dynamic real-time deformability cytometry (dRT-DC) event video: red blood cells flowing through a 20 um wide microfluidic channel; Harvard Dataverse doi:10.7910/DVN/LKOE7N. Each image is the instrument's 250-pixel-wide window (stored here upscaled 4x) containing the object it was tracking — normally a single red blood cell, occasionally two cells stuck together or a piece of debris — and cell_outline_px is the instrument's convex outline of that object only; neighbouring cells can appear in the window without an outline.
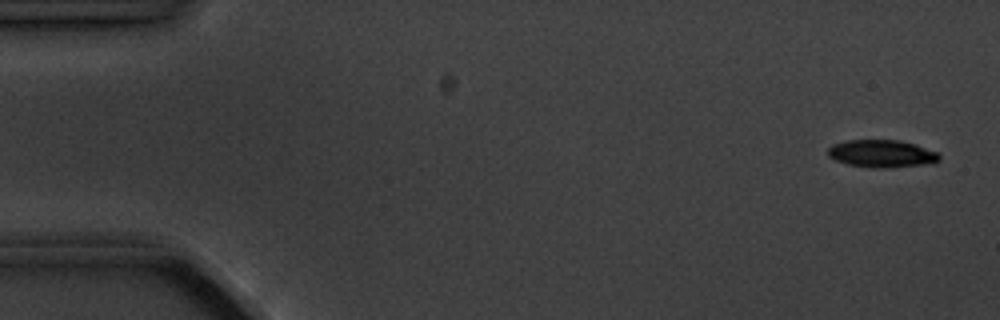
{"species": "common noctule bat (a hibernating species)", "species_latin": "Nyctalus noctula", "temperature_condition": "cold", "stored_images_in_passage": 6, "camera_frame_rate_fps": 3000, "um_per_image_px": 0.085, "animal": {"sex": "male", "body_mass_g": 20.1, "forearm_length_mm": 53.5}, "frame": {"image": 1, "passage_image": 1, "time_ms": 0.0, "image_size_px": [1000, 320], "cell_outline_px": [[940, 160], [936, 164], [884, 168], [872, 168], [848, 164], [836, 160], [828, 156], [828, 148], [832, 144], [848, 140], [900, 140], [916, 144], [936, 152], [940, 156]], "centroid_in_image_um": [74.99, 13.07], "position_along_channel_um": 10.0, "area_um2": 18.09}}
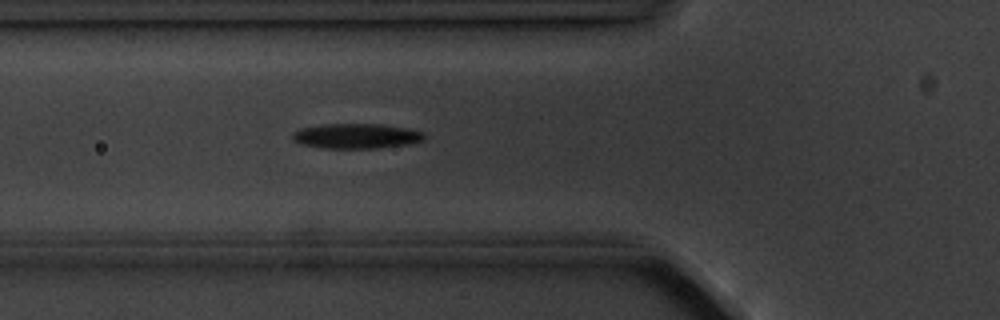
{"frame": {"image": 2, "passage_image": 6, "time_ms": 5.667, "image_size_px": [1000, 320], "cell_outline_px": [[424, 140], [412, 144], [380, 148], [320, 148], [300, 144], [292, 136], [292, 132], [300, 128], [324, 124], [380, 124], [408, 128], [424, 132]], "centroid_in_image_um": [30.32, 11.56], "position_along_channel_um": 95.5, "area_um2": 19.36}}